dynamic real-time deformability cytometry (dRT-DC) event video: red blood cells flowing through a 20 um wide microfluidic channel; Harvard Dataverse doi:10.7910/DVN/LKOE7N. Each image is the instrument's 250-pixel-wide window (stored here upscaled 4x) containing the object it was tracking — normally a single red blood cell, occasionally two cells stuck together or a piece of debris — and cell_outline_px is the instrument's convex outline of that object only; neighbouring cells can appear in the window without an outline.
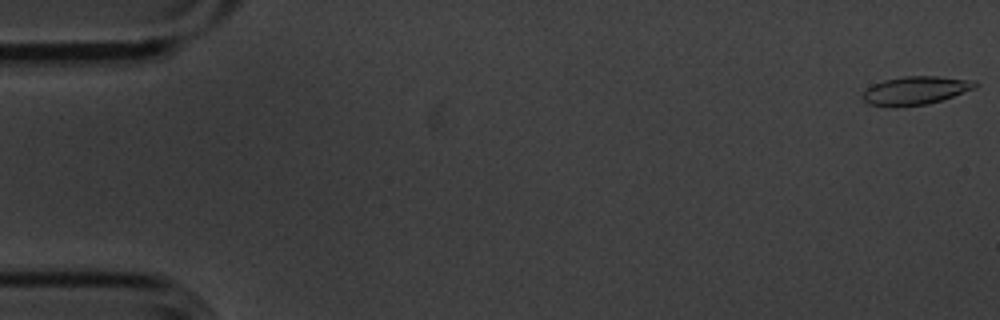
{"species": "common noctule bat (a hibernating species)", "species_latin": "Nyctalus noctula", "temperature_condition": "cold", "stored_images_in_passage": 3, "segment_of_instrument_passage": [2, 2], "camera_frame_rate_fps": 3000, "um_per_image_px": 0.085, "animal": {"sex": "male", "body_mass_g": 20.1, "forearm_length_mm": 53.5}, "frame": {"image": 1, "passage_image": 3, "time_ms": 0.667, "image_size_px": [1000, 320], "cell_outline_px": [[980, 84], [976, 88], [928, 104], [896, 108], [868, 104], [860, 96], [872, 84], [884, 80], [904, 76], [936, 76], [976, 80]], "centroid_in_image_um": [77.82, 7.7], "position_along_channel_um": 7.2, "area_um2": 18.84}}